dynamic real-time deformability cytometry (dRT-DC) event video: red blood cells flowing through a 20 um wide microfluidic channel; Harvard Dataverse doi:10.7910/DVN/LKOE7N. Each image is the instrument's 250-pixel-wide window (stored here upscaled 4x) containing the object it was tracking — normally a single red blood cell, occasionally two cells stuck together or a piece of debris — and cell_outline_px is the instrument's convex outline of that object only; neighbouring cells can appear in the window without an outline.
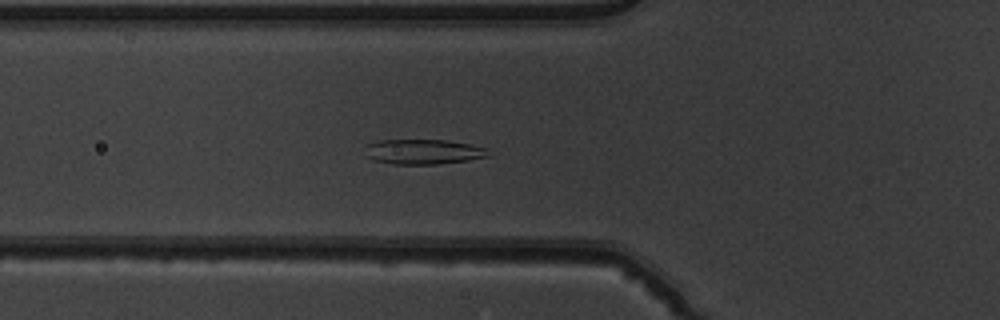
{"species": "common noctule bat (a hibernating species)", "species_latin": "Nyctalus noctula", "temperature_condition": "warm", "stored_images_in_passage": 38, "camera_frame_rate_fps": 3000, "um_per_image_px": 0.085, "animal": {"sex": "male", "body_mass_g": 19.5, "forearm_length_mm": 54.6}, "frame": {"image": 1, "passage_image": 5, "time_ms": 1.333, "image_size_px": [1000, 320], "cell_outline_px": [[492, 156], [468, 160], [436, 164], [392, 164], [372, 160], [364, 156], [368, 144], [380, 140], [448, 140], [488, 148]], "centroid_in_image_um": [36.0, 12.9], "position_along_channel_um": 89.8, "area_um2": 18.09}}
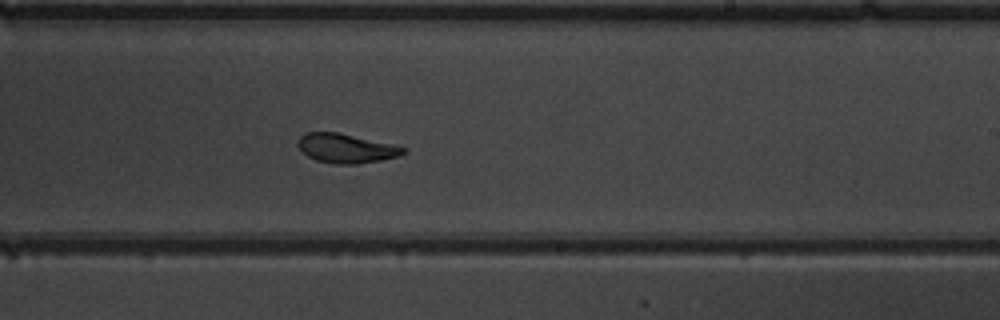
{"frame": {"image": 2, "passage_image": 18, "time_ms": 5.667, "image_size_px": [1000, 320], "cell_outline_px": [[408, 152], [396, 156], [380, 160], [356, 164], [336, 164], [316, 160], [308, 156], [296, 144], [300, 136], [304, 132], [340, 132], [396, 144], [408, 148]], "centroid_in_image_um": [29.46, 12.58], "position_along_channel_um": 259.5, "area_um2": 18.21}}
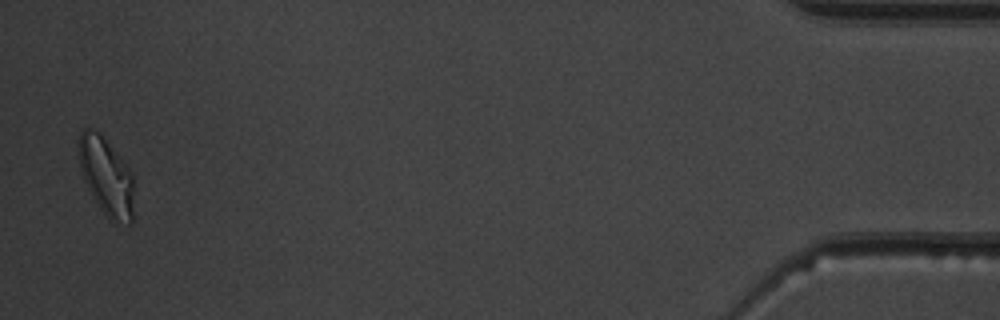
{"frame": {"image": 3, "passage_image": 37, "time_ms": 12.0, "image_size_px": [1000, 320], "cell_outline_px": [[132, 220], [128, 224], [112, 224], [108, 220], [92, 196], [84, 180], [80, 168], [76, 144], [76, 140], [80, 132], [84, 128], [92, 128], [100, 132], [104, 136], [132, 172]], "centroid_in_image_um": [8.99, 14.96], "position_along_channel_um": 426.2, "area_um2": 25.55}, "authors_computed_cell_mechanics": {"area_um2": 18.6405, "velocity_mm_per_s": 3.9224, "shape_relaxation_time_tau1_ms": 7.9762, "shape_relaxation_time_tau2_ms": 1.9916, "deformation_change_tau1": 0.218, "deformation_change_tau2": 0.0758}}